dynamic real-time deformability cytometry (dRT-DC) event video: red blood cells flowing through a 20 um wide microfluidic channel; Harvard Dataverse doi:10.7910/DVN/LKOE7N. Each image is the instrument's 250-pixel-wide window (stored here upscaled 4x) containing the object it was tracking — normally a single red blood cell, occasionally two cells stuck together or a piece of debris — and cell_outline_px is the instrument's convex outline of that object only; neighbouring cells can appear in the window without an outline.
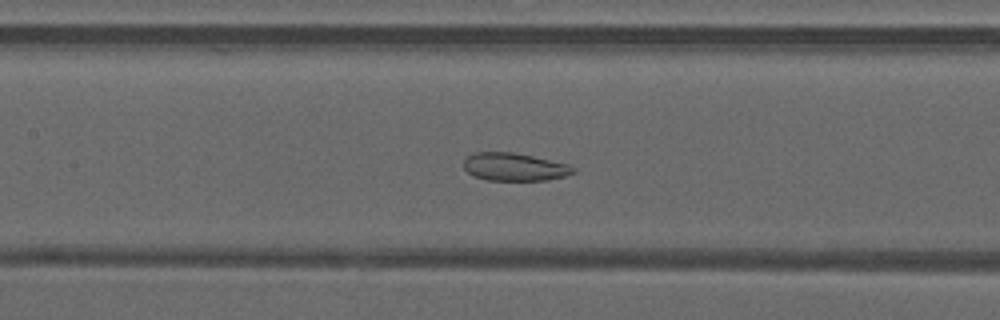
{"species": "common noctule bat (a hibernating species)", "species_latin": "Nyctalus noctula", "temperature_condition": "warm", "stored_images_in_passage": 43, "camera_frame_rate_fps": 3000, "um_per_image_px": 0.085, "animal": {"sex": "male", "forearm_length_mm": 52.5}, "frame": {"image": 1, "passage_image": 17, "time_ms": 5.333, "image_size_px": [1000, 320], "cell_outline_px": [[576, 172], [564, 176], [548, 180], [488, 180], [472, 176], [464, 168], [464, 160], [468, 156], [476, 152], [512, 152], [532, 156], [568, 164], [576, 168]], "centroid_in_image_um": [43.73, 14.19], "position_along_channel_um": 163.7, "area_um2": 17.74}}
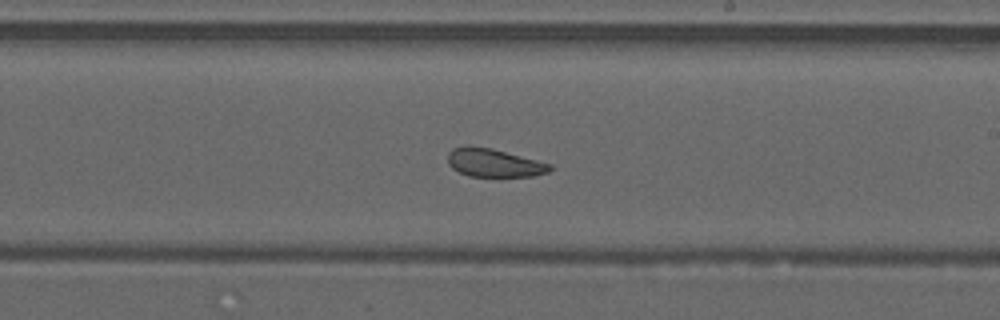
{"frame": {"image": 2, "passage_image": 23, "time_ms": 7.333, "image_size_px": [1000, 320], "cell_outline_px": [[552, 168], [548, 172], [532, 176], [468, 176], [452, 168], [448, 164], [448, 152], [452, 148], [464, 144], [472, 144], [492, 148], [552, 164]], "centroid_in_image_um": [41.94, 13.81], "position_along_channel_um": 247.1, "area_um2": 17.05}}
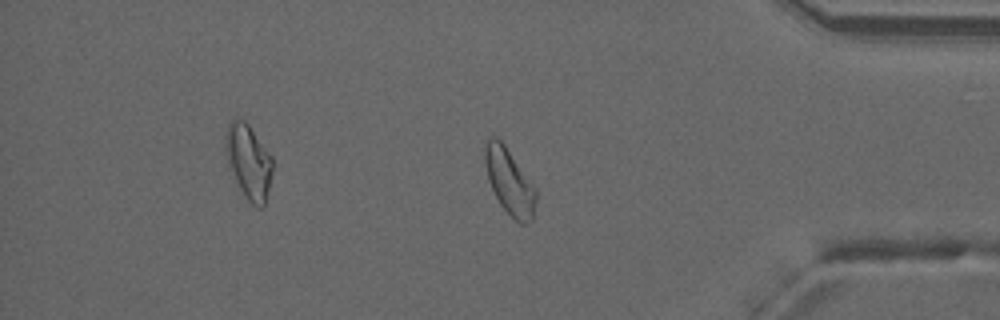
{"frame": {"image": 3, "passage_image": 35, "time_ms": 11.333, "image_size_px": [1000, 320], "cell_outline_px": [[536, 200], [532, 220], [524, 224], [520, 224], [500, 204], [488, 180], [484, 160], [484, 144], [488, 136], [496, 136], [504, 144], [536, 188]], "centroid_in_image_um": [43.29, 15.4], "position_along_channel_um": 391.9, "area_um2": 19.48}, "authors_computed_cell_mechanics": {"area_um2": 19.9988, "velocity_mm_per_s": 4.1993, "shape_relaxation_time_tau1_ms": null, "shape_relaxation_time_tau2_ms": 1.9908, "deformation_change_tau1": null, "deformation_change_tau2": 0.0959}}